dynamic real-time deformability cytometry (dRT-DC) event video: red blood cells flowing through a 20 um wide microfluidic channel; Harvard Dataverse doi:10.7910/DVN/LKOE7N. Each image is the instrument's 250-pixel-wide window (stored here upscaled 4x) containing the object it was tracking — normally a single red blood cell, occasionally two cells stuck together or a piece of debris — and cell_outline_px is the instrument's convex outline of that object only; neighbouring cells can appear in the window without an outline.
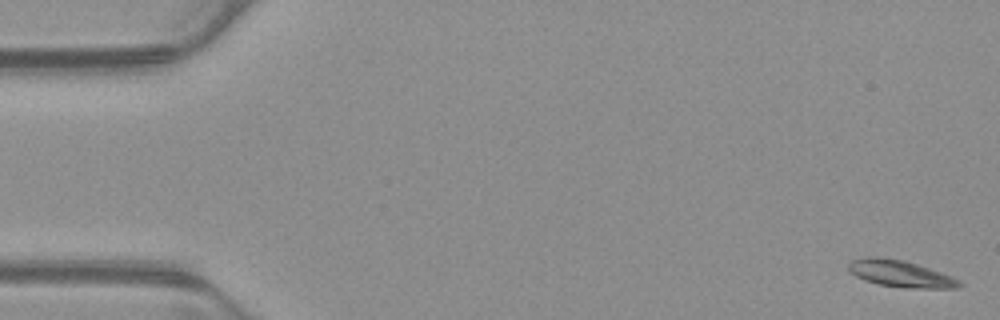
{"species": "common noctule bat (a hibernating species)", "species_latin": "Nyctalus noctula", "temperature_condition": "warm", "stored_images_in_passage": 53, "camera_frame_rate_fps": 3000, "um_per_image_px": 0.085, "animal": {"sex": "male", "body_mass_g": 23.1, "forearm_length_mm": 52.7}, "frame": {"image": 1, "passage_image": 1, "time_ms": 0.0, "image_size_px": [1000, 320], "cell_outline_px": [[964, 284], [960, 288], [908, 288], [880, 284], [864, 280], [856, 276], [848, 268], [848, 264], [852, 260], [864, 256], [876, 256], [904, 260], [952, 276], [960, 280]], "centroid_in_image_um": [76.56, 23.26], "position_along_channel_um": 8.4, "area_um2": 17.22}}
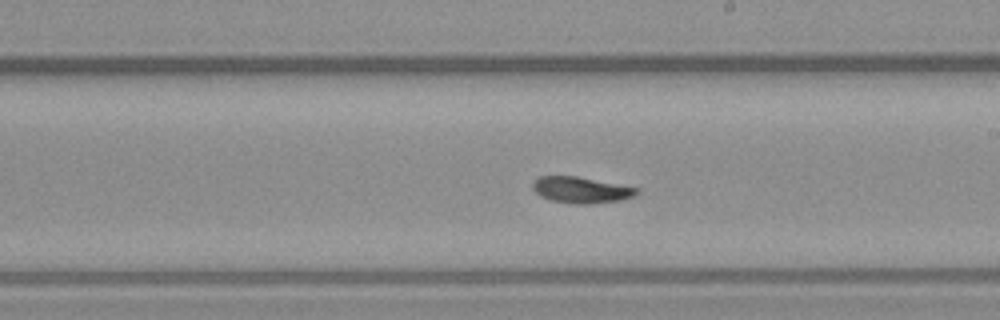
{"frame": {"image": 2, "passage_image": 30, "time_ms": 9.667, "image_size_px": [1000, 320], "cell_outline_px": [[640, 192], [636, 196], [620, 200], [592, 204], [576, 204], [552, 200], [540, 196], [532, 188], [532, 184], [540, 176], [576, 176], [640, 188]], "centroid_in_image_um": [49.44, 16.15], "position_along_channel_um": 239.6, "area_um2": 15.9}}
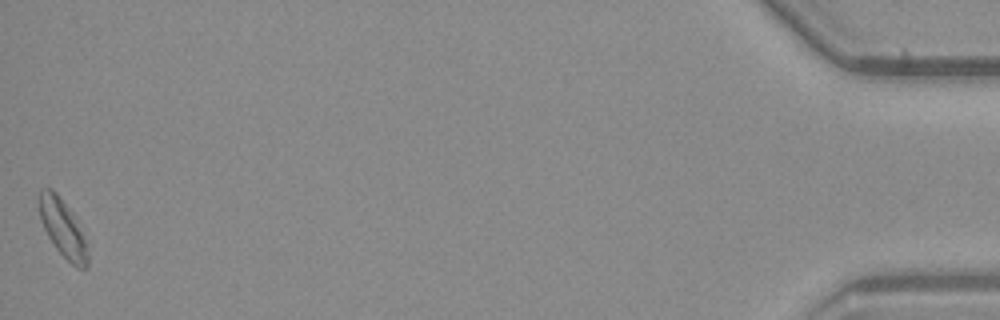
{"frame": {"image": 3, "passage_image": 53, "time_ms": 17.333, "image_size_px": [1000, 320], "cell_outline_px": [[88, 268], [76, 268], [56, 248], [48, 236], [40, 220], [36, 196], [40, 188], [52, 188], [56, 192], [76, 216], [88, 252]], "centroid_in_image_um": [5.29, 19.33], "position_along_channel_um": 429.9, "area_um2": 16.59}, "authors_computed_cell_mechanics": {"area_um2": 16.184, "velocity_mm_per_s": 3.8497, "shape_relaxation_time_tau1_ms": 7.0269, "shape_relaxation_time_tau2_ms": 9.3855, "deformation_change_tau1": 0.1351, "deformation_change_tau2": 0.1392}}